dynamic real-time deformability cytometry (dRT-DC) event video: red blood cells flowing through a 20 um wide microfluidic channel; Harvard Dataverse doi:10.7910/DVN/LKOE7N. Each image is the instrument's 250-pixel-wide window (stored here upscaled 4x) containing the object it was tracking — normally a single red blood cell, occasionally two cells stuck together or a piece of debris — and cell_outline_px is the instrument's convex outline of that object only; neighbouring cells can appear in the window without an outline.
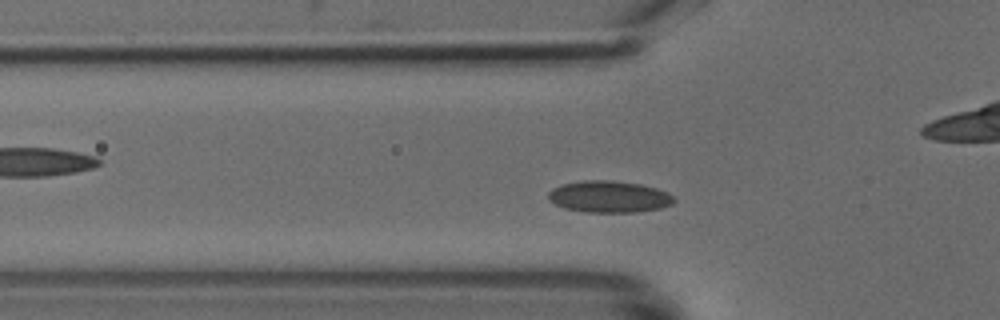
{"species": "common noctule bat (a hibernating species)", "species_latin": "Nyctalus noctula", "temperature_condition": "cold", "stored_images_in_passage": 42, "camera_frame_rate_fps": 3000, "um_per_image_px": 0.085, "animal": {"sex": "male", "body_mass_g": 18.8}, "frame": {"image": 1, "passage_image": 8, "time_ms": 2.333, "image_size_px": [1000, 320], "cell_outline_px": [[676, 200], [672, 204], [660, 208], [636, 212], [584, 212], [564, 208], [548, 200], [548, 192], [552, 188], [560, 184], [584, 180], [612, 180], [640, 184], [656, 188], [668, 192]], "centroid_in_image_um": [51.75, 16.71], "position_along_channel_um": 74.1, "area_um2": 23.35}}
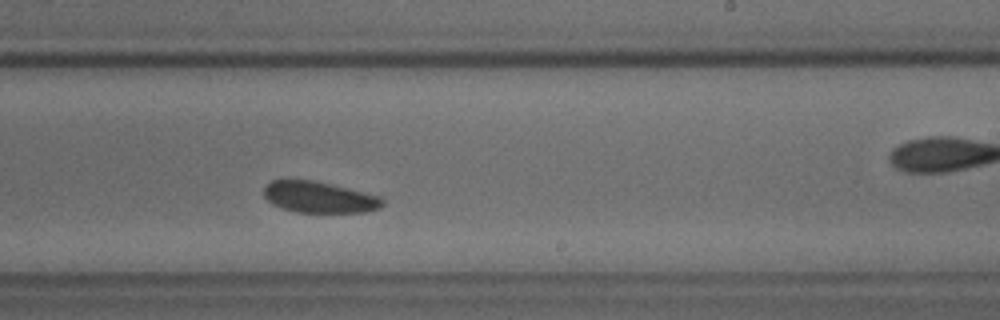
{"frame": {"image": 2, "passage_image": 22, "time_ms": 7.0, "image_size_px": [1000, 320], "cell_outline_px": [[384, 204], [380, 208], [364, 212], [296, 212], [272, 204], [264, 196], [264, 188], [272, 180], [288, 176], [312, 180], [380, 196], [384, 200]], "centroid_in_image_um": [27.08, 16.73], "position_along_channel_um": 261.9, "area_um2": 21.85}}
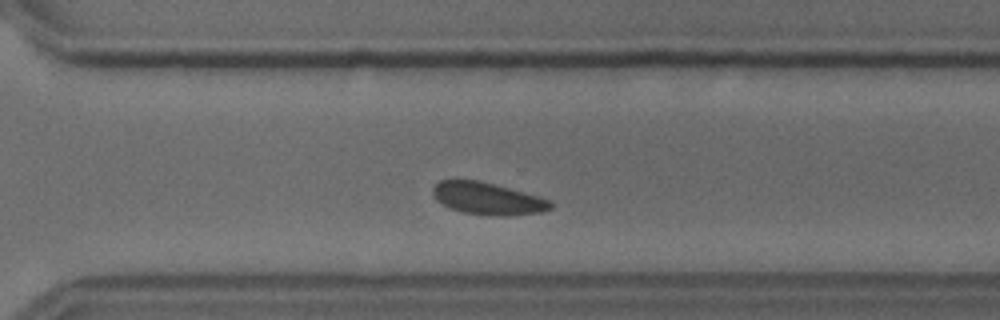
{"frame": {"image": 3, "passage_image": 27, "time_ms": 8.667, "image_size_px": [1000, 320], "cell_outline_px": [[552, 208], [540, 212], [508, 216], [492, 216], [464, 212], [448, 208], [436, 200], [432, 196], [432, 188], [440, 180], [480, 180], [552, 200]], "centroid_in_image_um": [41.42, 16.88], "position_along_channel_um": 329.2, "area_um2": 22.14}}